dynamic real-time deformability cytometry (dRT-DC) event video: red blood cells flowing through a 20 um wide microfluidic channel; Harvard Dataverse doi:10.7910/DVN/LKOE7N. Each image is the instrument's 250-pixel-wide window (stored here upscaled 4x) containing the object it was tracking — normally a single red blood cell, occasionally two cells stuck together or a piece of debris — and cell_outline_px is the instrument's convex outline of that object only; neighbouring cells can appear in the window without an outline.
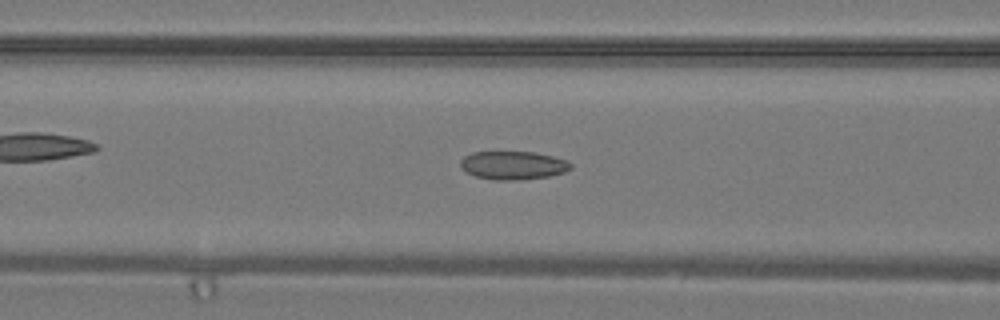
{"species": "common noctule bat (a hibernating species)", "species_latin": "Nyctalus noctula", "temperature_condition": "warm", "stored_images_in_passage": 40, "camera_frame_rate_fps": 3000, "um_per_image_px": 0.085, "animal": {"sex": "male", "body_mass_g": 19.2, "forearm_length_mm": 51.8}, "frame": {"image": 1, "passage_image": 16, "time_ms": 5.0, "image_size_px": [1000, 320], "cell_outline_px": [[572, 168], [564, 172], [548, 176], [520, 180], [492, 180], [476, 176], [460, 168], [460, 160], [464, 156], [472, 152], [536, 152], [568, 160], [572, 164]], "centroid_in_image_um": [43.61, 14.05], "position_along_channel_um": 123.0, "area_um2": 18.32}}
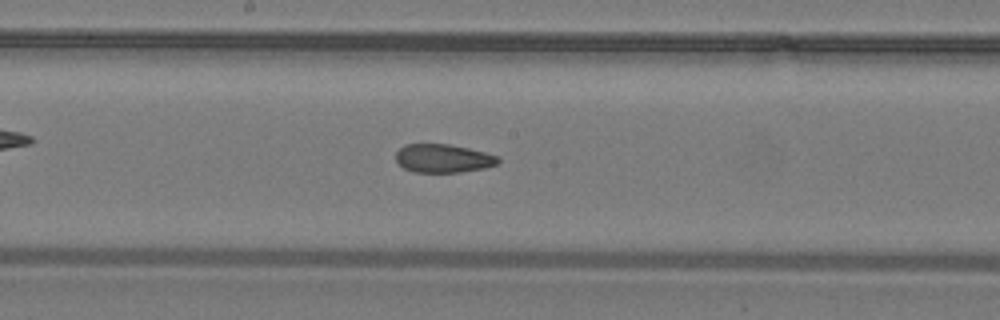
{"frame": {"image": 2, "passage_image": 21, "time_ms": 6.667, "image_size_px": [1000, 320], "cell_outline_px": [[500, 160], [496, 164], [484, 168], [460, 172], [416, 172], [404, 168], [396, 160], [396, 152], [404, 144], [448, 144], [468, 148], [500, 156]], "centroid_in_image_um": [37.67, 13.45], "position_along_channel_um": 210.5, "area_um2": 16.88}}
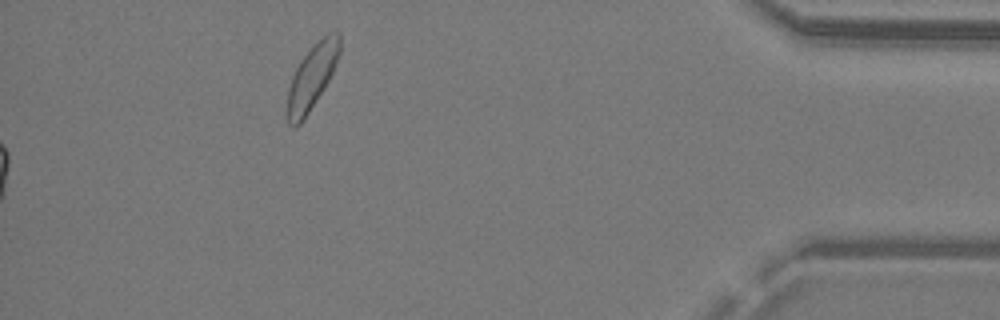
{"frame": {"image": 3, "passage_image": 40, "time_ms": 13.0, "image_size_px": [1000, 320], "cell_outline_px": [[340, 52], [332, 72], [324, 88], [300, 124], [296, 128], [292, 128], [288, 124], [284, 116], [284, 112], [288, 88], [292, 76], [300, 60], [328, 32], [336, 28], [340, 32]], "centroid_in_image_um": [26.46, 6.6], "position_along_channel_um": 408.7, "area_um2": 19.94}}